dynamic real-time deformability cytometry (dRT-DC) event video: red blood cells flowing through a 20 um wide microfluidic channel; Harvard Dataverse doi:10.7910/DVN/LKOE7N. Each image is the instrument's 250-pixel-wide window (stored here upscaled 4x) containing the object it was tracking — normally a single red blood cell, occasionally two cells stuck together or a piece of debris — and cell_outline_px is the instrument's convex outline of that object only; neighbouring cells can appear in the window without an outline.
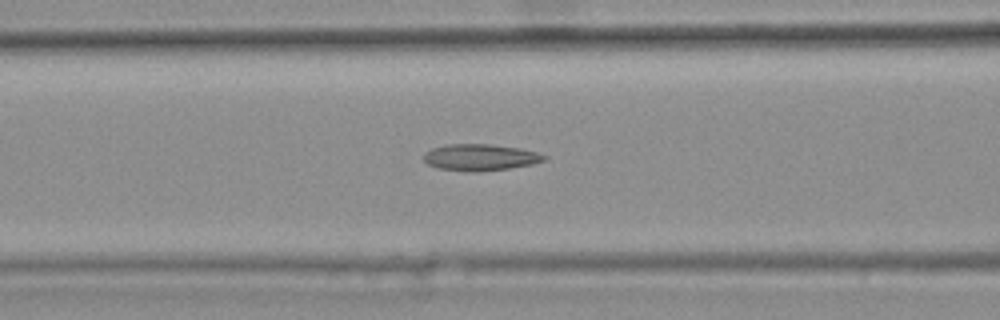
{"species": "common noctule bat (a hibernating species)", "species_latin": "Nyctalus noctula", "temperature_condition": "warm", "stored_images_in_passage": 47, "camera_frame_rate_fps": 3000, "um_per_image_px": 0.085, "animal": {"sex": "female", "body_mass_g": 25.1}, "frame": {"image": 1, "passage_image": 21, "time_ms": 6.667, "image_size_px": [1000, 320], "cell_outline_px": [[548, 156], [544, 160], [532, 164], [508, 168], [472, 172], [440, 168], [428, 164], [424, 160], [424, 152], [432, 148], [444, 144], [488, 144], [520, 148], [536, 152]], "centroid_in_image_um": [40.8, 13.36], "position_along_channel_um": 125.8, "area_um2": 18.44}}
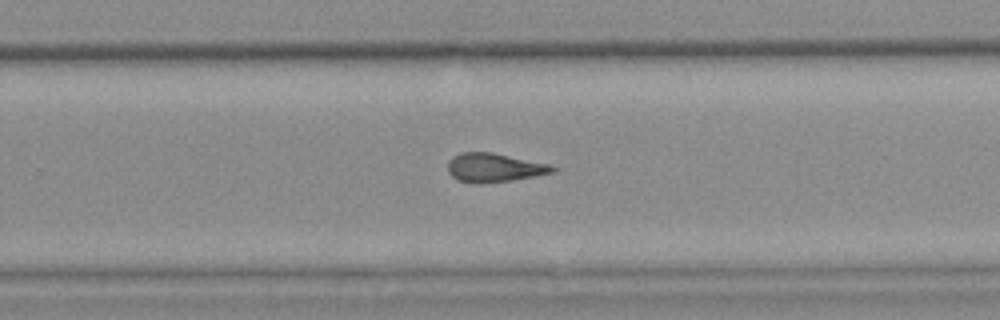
{"frame": {"image": 2, "passage_image": 34, "time_ms": 11.0, "image_size_px": [1000, 320], "cell_outline_px": [[556, 168], [552, 172], [536, 176], [508, 180], [476, 184], [472, 184], [456, 180], [448, 172], [448, 160], [452, 156], [460, 152], [492, 152], [548, 164]], "centroid_in_image_um": [41.92, 14.25], "position_along_channel_um": 287.9, "area_um2": 17.51}, "authors_computed_cell_mechanics": {"area_um2": 18.0914, "velocity_mm_per_s": 3.75, "shape_relaxation_time_tau1_ms": null, "shape_relaxation_time_tau2_ms": 4.5616, "deformation_change_tau1": null, "deformation_change_tau2": 0.163}}